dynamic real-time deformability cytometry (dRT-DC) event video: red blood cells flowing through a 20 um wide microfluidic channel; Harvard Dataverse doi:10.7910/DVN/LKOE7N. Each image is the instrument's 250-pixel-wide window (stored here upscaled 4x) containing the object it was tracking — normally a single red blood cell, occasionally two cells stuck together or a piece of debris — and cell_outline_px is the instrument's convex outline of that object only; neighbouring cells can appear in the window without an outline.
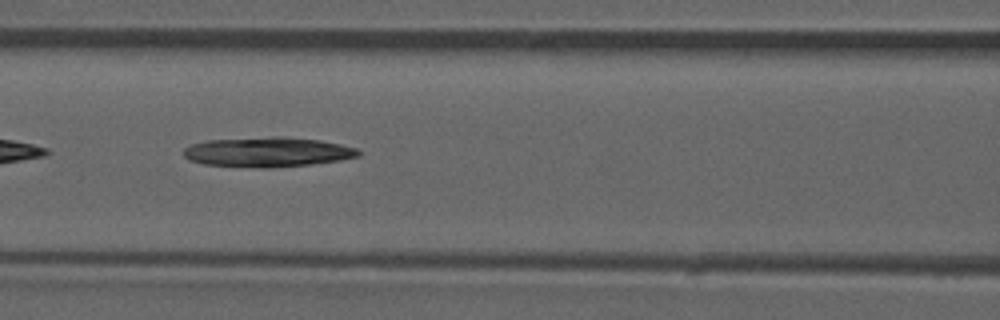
{"species": "common noctule bat (a hibernating species)", "species_latin": "Nyctalus noctula", "temperature_condition": "room temperature", "stored_images_in_passage": 42, "camera_frame_rate_fps": 3000, "um_per_image_px": 0.085, "animal": {"sex": "male", "forearm_length_mm": 52.5}, "frame": {"image": 1, "passage_image": 13, "time_ms": 4.0, "image_size_px": [1000, 320], "cell_outline_px": [[360, 156], [340, 160], [308, 164], [272, 168], [260, 168], [204, 164], [188, 160], [184, 156], [184, 148], [192, 144], [208, 140], [276, 136], [284, 136], [320, 140], [340, 144], [356, 148], [360, 152]], "centroid_in_image_um": [22.74, 12.92], "position_along_channel_um": 143.9, "area_um2": 30.35}}